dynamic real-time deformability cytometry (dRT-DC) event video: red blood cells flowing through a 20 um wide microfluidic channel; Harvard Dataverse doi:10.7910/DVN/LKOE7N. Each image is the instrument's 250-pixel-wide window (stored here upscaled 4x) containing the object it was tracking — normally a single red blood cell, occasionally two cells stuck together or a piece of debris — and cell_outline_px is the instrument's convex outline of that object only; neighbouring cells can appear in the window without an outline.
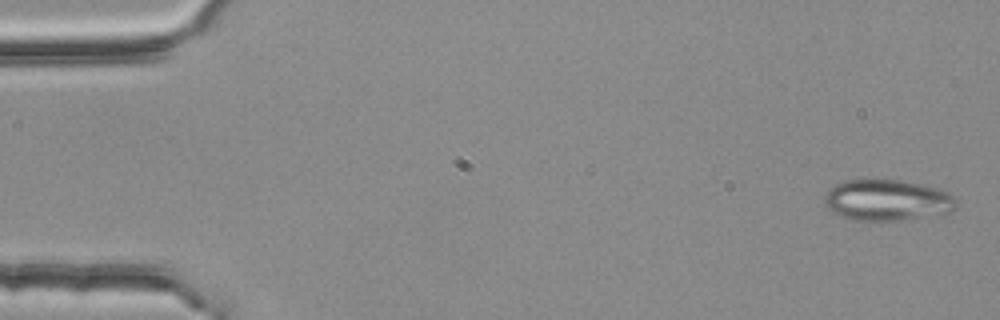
{"species": "common noctule bat (a hibernating species)", "species_latin": "Nyctalus noctula", "temperature_condition": "room temperature", "stored_images_in_passage": 5, "camera_frame_rate_fps": 3000, "um_per_image_px": 0.085, "animal": {"sex": "female", "body_mass_g": 25.1}, "frame": {"image": 1, "passage_image": 1, "time_ms": 0.0, "image_size_px": [1000, 320], "cell_outline_px": [[956, 208], [948, 212], [904, 220], [880, 224], [856, 220], [840, 216], [832, 212], [824, 204], [824, 192], [840, 180], [884, 176], [940, 188], [948, 192], [956, 200]], "centroid_in_image_um": [75.33, 16.99], "position_along_channel_um": 9.7, "area_um2": 33.35}}